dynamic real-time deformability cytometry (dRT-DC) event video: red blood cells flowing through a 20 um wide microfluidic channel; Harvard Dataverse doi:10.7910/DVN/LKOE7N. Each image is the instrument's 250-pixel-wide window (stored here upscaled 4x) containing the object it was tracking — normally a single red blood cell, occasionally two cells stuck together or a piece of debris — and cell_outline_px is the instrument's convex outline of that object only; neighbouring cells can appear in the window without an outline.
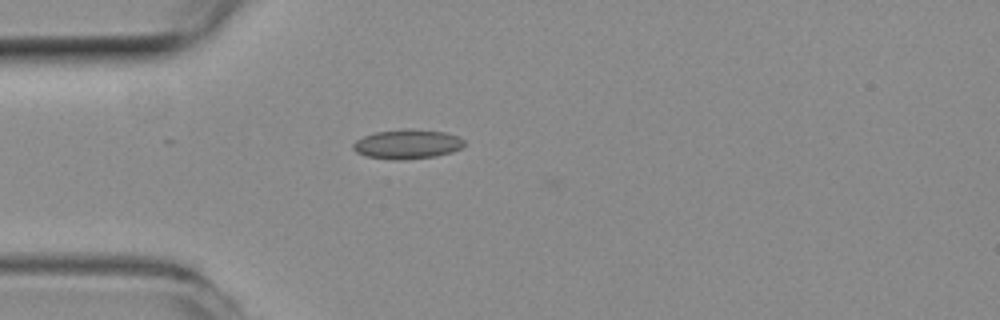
{"species": "common noctule bat (a hibernating species)", "species_latin": "Nyctalus noctula", "temperature_condition": "room temperature", "stored_images_in_passage": 2, "camera_frame_rate_fps": 3000, "um_per_image_px": 0.085, "animal": {"sex": "female", "body_mass_g": 19.3, "forearm_length_mm": 54.1}, "frame": {"image": 1, "passage_image": 1, "time_ms": 0.0, "image_size_px": [1000, 320], "cell_outline_px": [[464, 144], [460, 148], [452, 152], [436, 156], [404, 160], [392, 160], [364, 156], [356, 152], [352, 148], [352, 144], [356, 140], [364, 136], [376, 132], [404, 128], [412, 128], [444, 132], [460, 136], [464, 140]], "centroid_in_image_um": [34.61, 12.25], "position_along_channel_um": 50.4, "area_um2": 19.36}}